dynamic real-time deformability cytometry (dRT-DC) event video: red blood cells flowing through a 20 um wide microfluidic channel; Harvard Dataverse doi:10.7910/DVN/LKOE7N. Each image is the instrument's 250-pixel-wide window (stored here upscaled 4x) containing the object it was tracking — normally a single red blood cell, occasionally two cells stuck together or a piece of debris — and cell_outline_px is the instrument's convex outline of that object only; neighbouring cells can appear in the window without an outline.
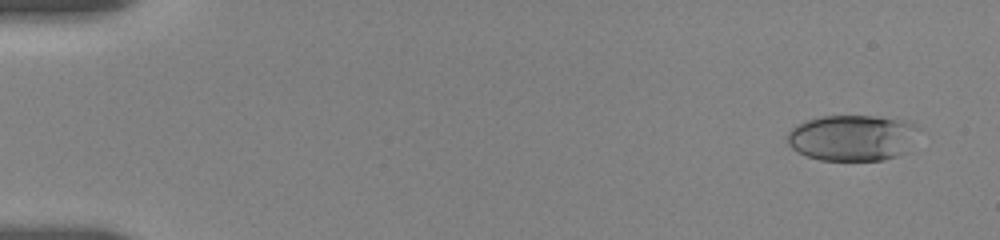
{"species": "human", "species_latin": "Homo sapiens", "temperature_condition": "room temperature", "stored_images_in_passage": 38, "camera_frame_rate_fps": 3000, "um_per_image_px": 0.085, "donor": {"sex": "female"}, "frame": {"image": 1, "passage_image": 2, "time_ms": 0.667, "image_size_px": [1000, 240], "cell_outline_px": [[920, 128], [908, 152], [884, 160], [820, 160], [808, 156], [792, 148], [788, 144], [788, 132], [796, 124], [820, 116], [876, 116], [912, 120]], "centroid_in_image_um": [72.52, 11.69], "position_along_channel_um": 12.5, "area_um2": 35.66}}
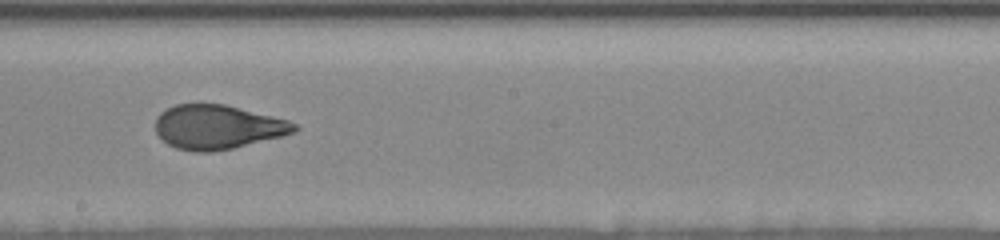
{"frame": {"image": 2, "passage_image": 23, "time_ms": 10.333, "image_size_px": [1000, 240], "cell_outline_px": [[300, 128], [296, 132], [232, 148], [212, 152], [196, 152], [176, 148], [168, 144], [156, 132], [156, 116], [160, 112], [176, 104], [224, 104], [288, 120], [296, 124]], "centroid_in_image_um": [18.48, 10.8], "position_along_channel_um": 229.7, "area_um2": 35.49}}
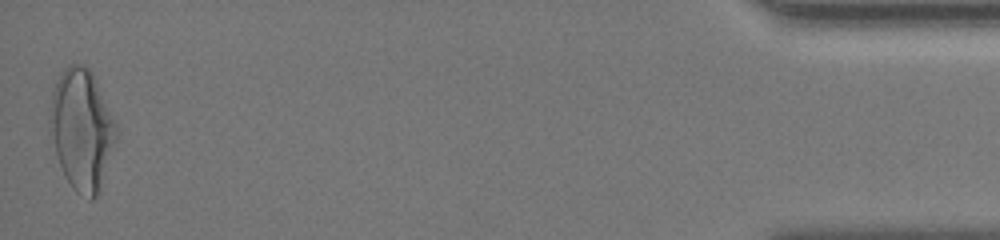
{"frame": {"image": 3, "passage_image": 38, "time_ms": 18.0, "image_size_px": [1000, 240], "cell_outline_px": [[116, 140], [100, 188], [96, 196], [92, 200], [88, 200], [76, 192], [72, 188], [60, 164], [56, 152], [48, 120], [52, 92], [60, 72], [68, 64], [84, 64], [92, 72], [116, 120]], "centroid_in_image_um": [6.95, 10.96], "position_along_channel_um": 428.2, "area_um2": 46.47}, "authors_computed_cell_mechanics": {"area_um2": 35.7782, "velocity_mm_per_s": 3.6545, "shape_relaxation_time_tau1_ms": 4.5904, "shape_relaxation_time_tau2_ms": 0.9997, "deformation_change_tau1": 0.1935, "deformation_change_tau2": 0.0689}}